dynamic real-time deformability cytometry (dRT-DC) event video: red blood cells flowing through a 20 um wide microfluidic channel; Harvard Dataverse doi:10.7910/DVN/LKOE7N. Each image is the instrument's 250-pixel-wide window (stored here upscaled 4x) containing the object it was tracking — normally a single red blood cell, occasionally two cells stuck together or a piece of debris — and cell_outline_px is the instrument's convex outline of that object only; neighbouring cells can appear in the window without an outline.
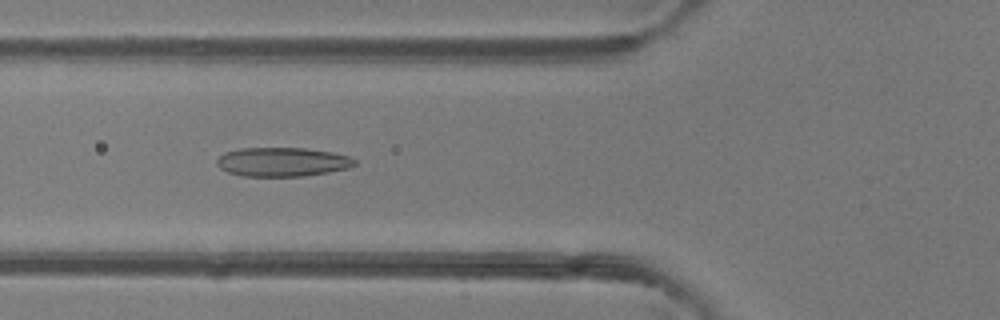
{"species": "common noctule bat (a hibernating species)", "species_latin": "Nyctalus noctula", "temperature_condition": "room temperature", "stored_images_in_passage": 49, "camera_frame_rate_fps": 3000, "um_per_image_px": 0.085, "animal": {"sex": "female"}, "frame": {"image": 1, "passage_image": 18, "time_ms": 5.667, "image_size_px": [1000, 320], "cell_outline_px": [[356, 164], [348, 168], [328, 172], [304, 176], [244, 176], [228, 172], [220, 168], [216, 164], [216, 160], [224, 152], [240, 148], [304, 148], [332, 152], [352, 156], [356, 160]], "centroid_in_image_um": [24.01, 13.76], "position_along_channel_um": 101.8, "area_um2": 23.41}}
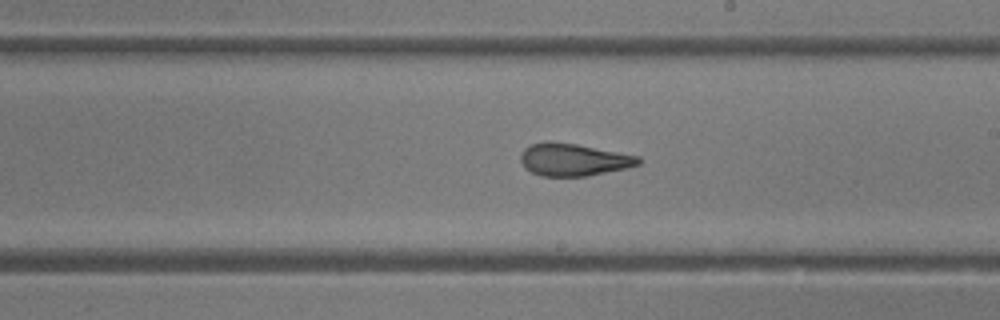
{"frame": {"image": 2, "passage_image": 28, "time_ms": 9.0, "image_size_px": [1000, 320], "cell_outline_px": [[640, 164], [628, 168], [588, 176], [544, 176], [532, 172], [520, 160], [520, 152], [524, 148], [532, 144], [548, 140], [552, 140], [576, 144], [640, 156]], "centroid_in_image_um": [48.76, 13.56], "position_along_channel_um": 240.2, "area_um2": 22.31}}
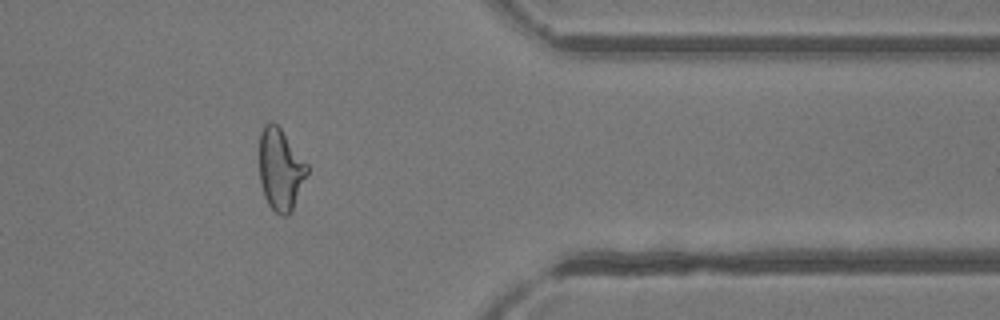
{"frame": {"image": 3, "passage_image": 40, "time_ms": 13.0, "image_size_px": [1000, 320], "cell_outline_px": [[308, 172], [292, 212], [288, 216], [280, 216], [268, 204], [264, 196], [260, 184], [260, 132], [264, 124], [272, 120], [280, 128], [308, 164]], "centroid_in_image_um": [23.84, 14.42], "position_along_channel_um": 387.6, "area_um2": 22.89}, "authors_computed_cell_mechanics": {"area_um2": 23.9292, "velocity_mm_per_s": 4.1296, "shape_relaxation_time_tau1_ms": 9.0295, "shape_relaxation_time_tau2_ms": 1.79, "deformation_change_tau1": 0.2426, "deformation_change_tau2": 0.1182}}